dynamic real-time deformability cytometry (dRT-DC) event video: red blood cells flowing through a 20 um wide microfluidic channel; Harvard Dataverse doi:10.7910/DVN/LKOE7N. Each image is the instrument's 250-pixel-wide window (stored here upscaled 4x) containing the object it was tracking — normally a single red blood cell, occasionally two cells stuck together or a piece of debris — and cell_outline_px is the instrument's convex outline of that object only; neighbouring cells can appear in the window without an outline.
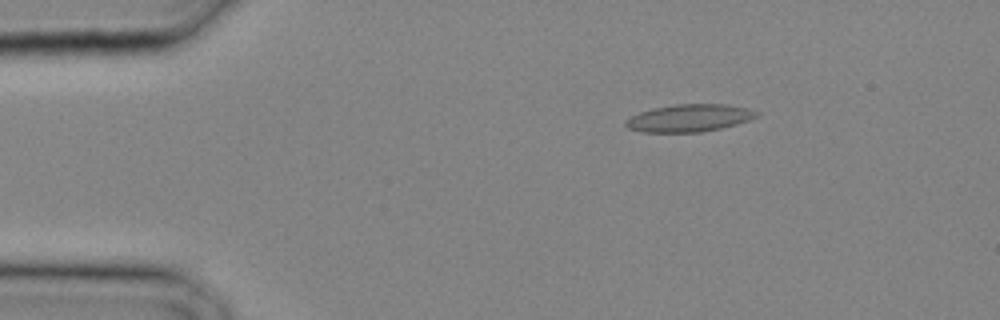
{"species": "common noctule bat (a hibernating species)", "species_latin": "Nyctalus noctula", "temperature_condition": "cold", "stored_images_in_passage": 24, "camera_frame_rate_fps": 3000, "um_per_image_px": 0.085, "animal": {"sex": "male", "body_mass_g": 20.4}, "frame": {"image": 1, "passage_image": 1, "time_ms": 0.0, "image_size_px": [1000, 320], "cell_outline_px": [[760, 112], [756, 116], [748, 120], [736, 124], [720, 128], [700, 132], [640, 132], [628, 128], [624, 124], [624, 120], [640, 112], [652, 108], [676, 104], [724, 104], [748, 108]], "centroid_in_image_um": [58.55, 10.03], "position_along_channel_um": 26.4, "area_um2": 20.87}}
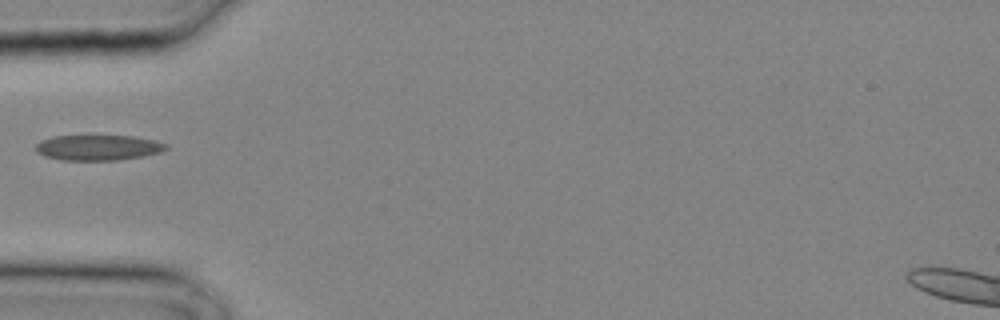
{"frame": {"image": 2, "passage_image": 6, "time_ms": 1.667, "image_size_px": [1000, 320], "cell_outline_px": [[168, 148], [160, 152], [144, 156], [120, 160], [60, 160], [44, 156], [36, 152], [36, 144], [40, 140], [56, 136], [132, 136], [156, 140], [168, 144]], "centroid_in_image_um": [8.35, 12.55], "position_along_channel_um": 76.6, "area_um2": 19.42}}
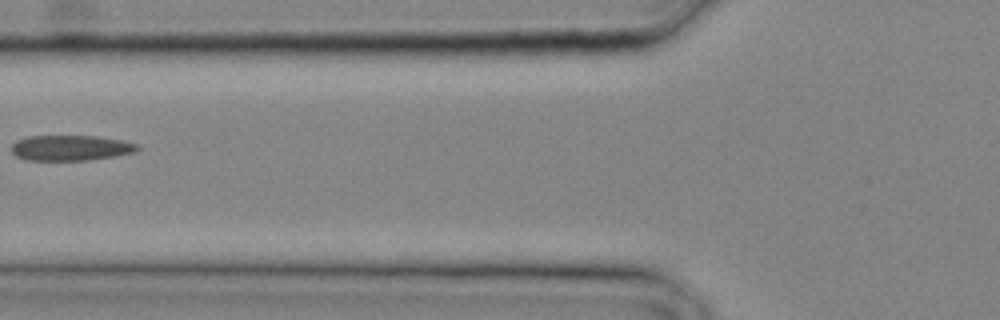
{"frame": {"image": 3, "passage_image": 8, "time_ms": 2.333, "image_size_px": [1000, 320], "cell_outline_px": [[140, 148], [136, 152], [116, 156], [88, 160], [28, 160], [16, 156], [12, 152], [12, 144], [16, 140], [28, 136], [100, 136], [140, 144]], "centroid_in_image_um": [6.04, 12.57], "position_along_channel_um": 119.8, "area_um2": 18.79}}